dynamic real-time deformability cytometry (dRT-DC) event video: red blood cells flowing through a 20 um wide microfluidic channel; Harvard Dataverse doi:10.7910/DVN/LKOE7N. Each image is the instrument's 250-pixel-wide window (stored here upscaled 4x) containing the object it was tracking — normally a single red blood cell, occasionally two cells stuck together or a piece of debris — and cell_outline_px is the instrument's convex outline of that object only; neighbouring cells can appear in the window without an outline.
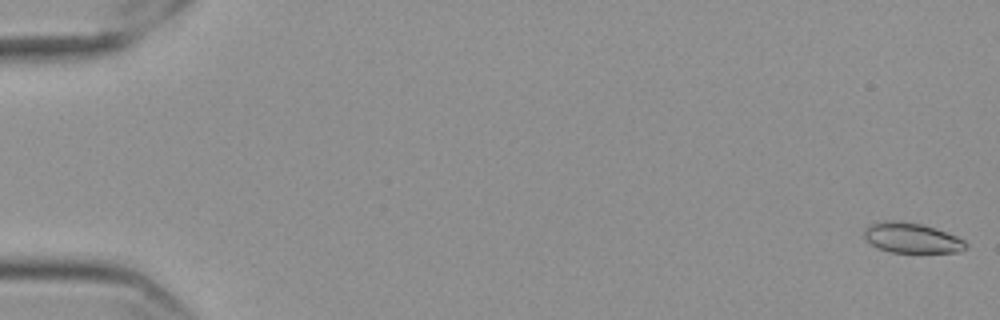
{"species": "Egyptian fruit bat (a non-hibernating species)", "species_latin": "Rousettus aegyptiacus", "temperature_condition": "cold", "stored_images_in_passage": 12, "camera_frame_rate_fps": 3000, "um_per_image_px": 0.085, "frame": {"image": 1, "passage_image": 1, "time_ms": 0.0, "image_size_px": [1000, 320], "cell_outline_px": [[968, 244], [960, 252], [892, 252], [876, 248], [864, 236], [864, 228], [868, 224], [888, 220], [892, 220], [920, 224], [956, 236], [964, 240]], "centroid_in_image_um": [77.45, 20.23], "position_along_channel_um": 7.5, "area_um2": 17.57}}